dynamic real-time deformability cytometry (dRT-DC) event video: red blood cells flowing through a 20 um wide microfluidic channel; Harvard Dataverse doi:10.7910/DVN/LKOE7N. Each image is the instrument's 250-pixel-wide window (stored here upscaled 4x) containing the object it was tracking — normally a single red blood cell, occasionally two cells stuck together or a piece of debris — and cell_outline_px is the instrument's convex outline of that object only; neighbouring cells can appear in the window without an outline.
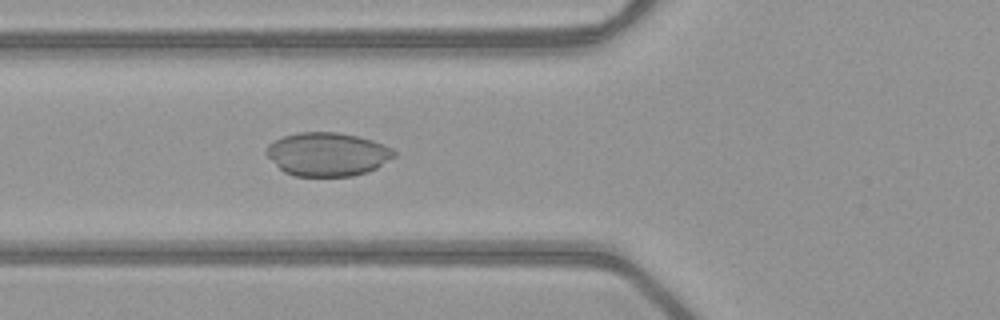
{"species": "common noctule bat (a hibernating species)", "species_latin": "Nyctalus noctula", "temperature_condition": "warm", "stored_images_in_passage": 44, "camera_frame_rate_fps": 3000, "um_per_image_px": 0.085, "animal": {"sex": "female", "body_mass_g": 21.9}, "frame": {"image": 1, "passage_image": 13, "time_ms": 4.0, "image_size_px": [1000, 320], "cell_outline_px": [[396, 156], [376, 168], [368, 172], [352, 176], [296, 176], [284, 172], [264, 152], [268, 144], [284, 136], [296, 132], [336, 132], [356, 136], [372, 140], [392, 148], [396, 152]], "centroid_in_image_um": [27.84, 13.11], "position_along_channel_um": 98.0, "area_um2": 32.37}}
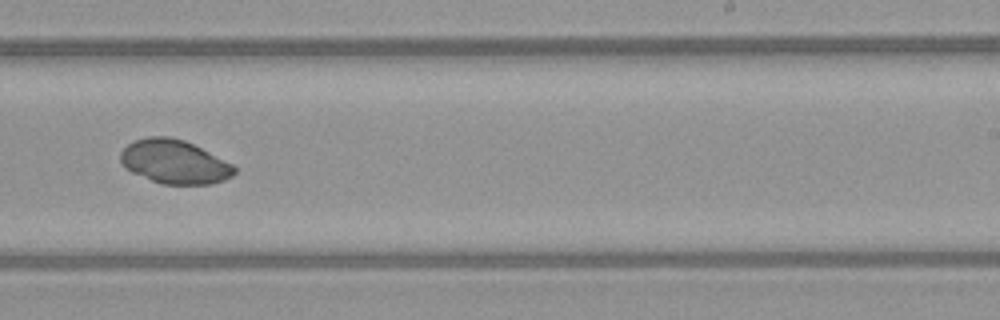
{"frame": {"image": 2, "passage_image": 26, "time_ms": 8.333, "image_size_px": [1000, 320], "cell_outline_px": [[236, 172], [232, 176], [224, 180], [212, 184], [160, 184], [132, 172], [124, 168], [120, 160], [120, 152], [128, 144], [136, 140], [148, 136], [168, 136], [184, 140], [232, 164], [236, 168]], "centroid_in_image_um": [14.8, 13.76], "position_along_channel_um": 274.2, "area_um2": 28.96}}
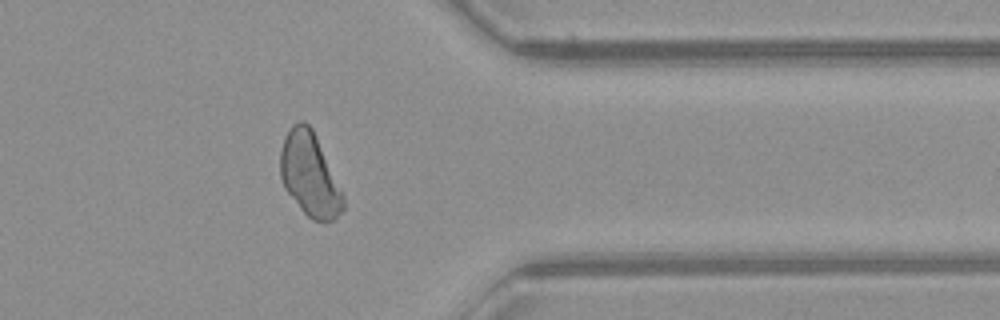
{"frame": {"image": 3, "passage_image": 35, "time_ms": 11.333, "image_size_px": [1000, 320], "cell_outline_px": [[344, 212], [336, 220], [324, 224], [312, 220], [300, 208], [284, 188], [280, 176], [280, 152], [284, 136], [292, 124], [300, 120], [304, 120], [312, 128], [316, 136], [344, 196]], "centroid_in_image_um": [26.33, 14.88], "position_along_channel_um": 385.1, "area_um2": 30.92}}